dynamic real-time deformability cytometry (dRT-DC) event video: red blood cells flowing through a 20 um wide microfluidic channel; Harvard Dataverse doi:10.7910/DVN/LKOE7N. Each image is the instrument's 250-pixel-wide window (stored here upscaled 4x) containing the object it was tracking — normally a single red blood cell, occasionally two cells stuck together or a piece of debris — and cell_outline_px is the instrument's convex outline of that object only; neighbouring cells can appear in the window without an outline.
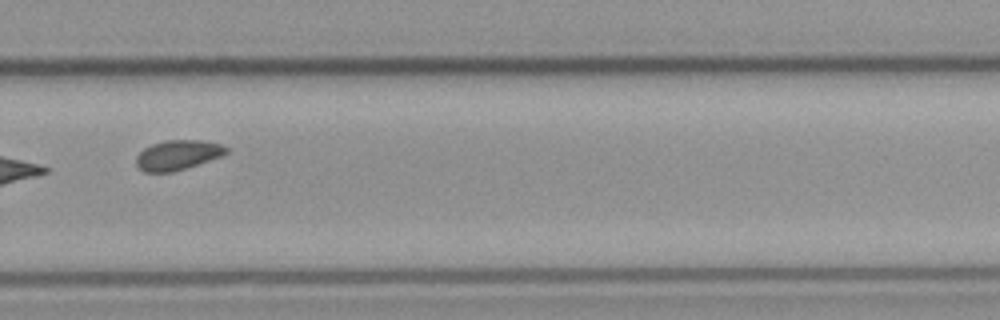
{"species": "common noctule bat (a hibernating species)", "species_latin": "Nyctalus noctula", "temperature_condition": "cold", "stored_images_in_passage": 16, "camera_frame_rate_fps": 3000, "um_per_image_px": 0.085, "animal": {"sex": "male", "body_mass_g": 23.1, "forearm_length_mm": 52.7}, "frame": {"image": 1, "passage_image": 12, "time_ms": 14.333, "image_size_px": [1000, 320], "cell_outline_px": [[228, 152], [224, 156], [172, 172], [144, 172], [136, 164], [136, 156], [144, 148], [152, 144], [164, 140], [204, 140], [220, 144], [228, 148]], "centroid_in_image_um": [15.13, 13.17], "position_along_channel_um": 314.7, "area_um2": 15.72}}